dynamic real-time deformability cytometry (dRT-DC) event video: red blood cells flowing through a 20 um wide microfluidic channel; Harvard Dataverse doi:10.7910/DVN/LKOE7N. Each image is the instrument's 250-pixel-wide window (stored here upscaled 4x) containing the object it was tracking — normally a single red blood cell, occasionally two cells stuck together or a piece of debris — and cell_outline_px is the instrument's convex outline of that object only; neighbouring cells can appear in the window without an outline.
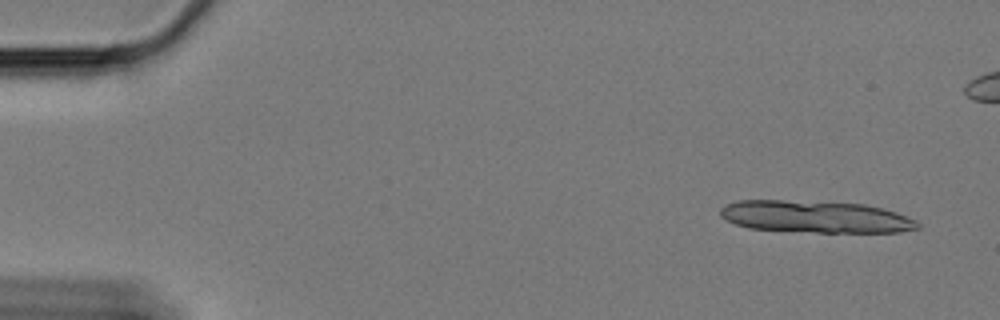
{"species": "Egyptian fruit bat (a non-hibernating species)", "species_latin": "Rousettus aegyptiacus", "temperature_condition": "cold", "stored_images_in_passage": 13, "camera_frame_rate_fps": 3000, "um_per_image_px": 0.085, "animal": {"sex": "female"}, "frame": {"image": 1, "passage_image": 1, "time_ms": 0.0, "image_size_px": [1000, 320], "cell_outline_px": [[920, 228], [900, 232], [816, 232], [748, 228], [736, 224], [720, 216], [720, 208], [724, 204], [736, 200], [784, 200], [864, 204], [884, 208], [896, 212], [916, 220], [920, 224]], "centroid_in_image_um": [69.31, 18.42], "position_along_channel_um": 15.7, "area_um2": 36.88}}